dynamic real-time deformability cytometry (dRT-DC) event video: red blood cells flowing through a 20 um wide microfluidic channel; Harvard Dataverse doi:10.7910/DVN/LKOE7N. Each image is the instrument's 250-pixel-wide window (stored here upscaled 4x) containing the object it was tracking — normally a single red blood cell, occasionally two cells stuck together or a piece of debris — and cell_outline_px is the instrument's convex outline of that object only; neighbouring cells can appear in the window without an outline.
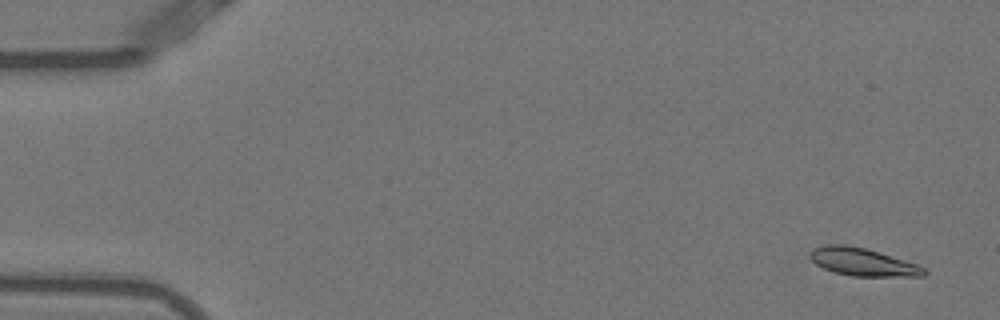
{"species": "Egyptian fruit bat (a non-hibernating species)", "species_latin": "Rousettus aegyptiacus", "temperature_condition": "warm", "stored_images_in_passage": 51, "camera_frame_rate_fps": 3000, "um_per_image_px": 0.085, "animal": {"sex": "female"}, "frame": {"image": 1, "passage_image": 1, "time_ms": 0.0, "image_size_px": [1000, 320], "cell_outline_px": [[928, 272], [924, 276], [852, 276], [836, 272], [824, 268], [816, 264], [808, 256], [808, 252], [812, 248], [824, 244], [848, 244], [868, 248], [916, 264], [924, 268]], "centroid_in_image_um": [73.29, 22.24], "position_along_channel_um": 11.7, "area_um2": 18.61}}
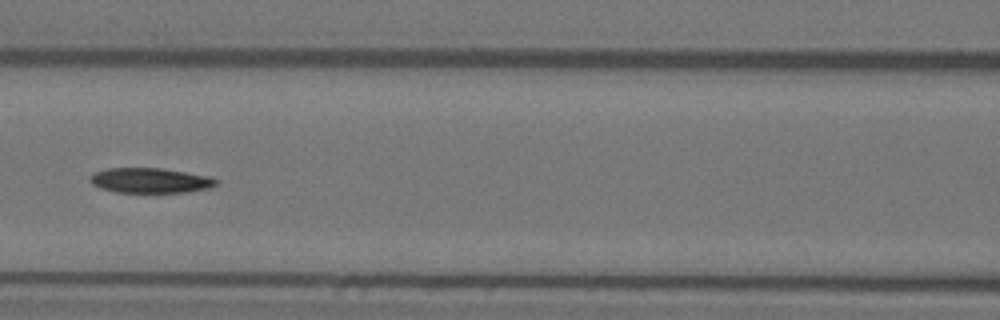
{"frame": {"image": 2, "passage_image": 22, "time_ms": 7.0, "image_size_px": [1000, 320], "cell_outline_px": [[220, 180], [216, 184], [208, 188], [188, 192], [116, 192], [100, 188], [92, 184], [88, 180], [88, 176], [92, 172], [108, 168], [160, 168], [208, 176]], "centroid_in_image_um": [12.71, 15.33], "position_along_channel_um": 153.9, "area_um2": 18.44}}
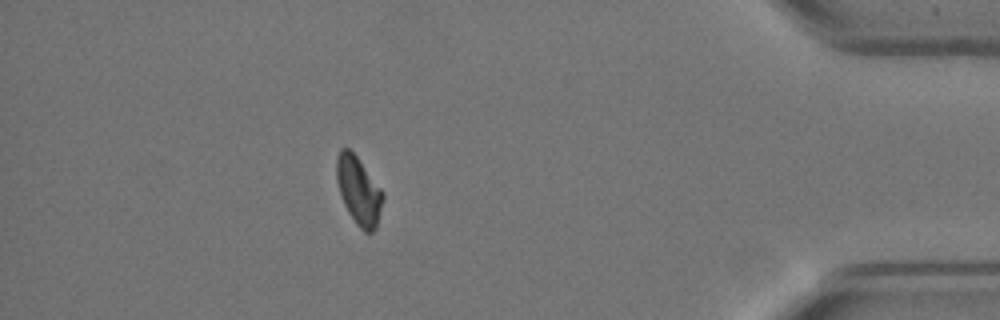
{"frame": {"image": 3, "passage_image": 45, "time_ms": 14.667, "image_size_px": [1000, 320], "cell_outline_px": [[384, 200], [376, 228], [372, 232], [364, 232], [356, 224], [348, 212], [344, 204], [336, 180], [336, 156], [340, 148], [348, 148], [356, 156], [384, 192]], "centroid_in_image_um": [30.49, 16.21], "position_along_channel_um": 404.7, "area_um2": 18.38}, "authors_computed_cell_mechanics": {"area_um2": 18.8428, "velocity_mm_per_s": 3.8698, "shape_relaxation_time_tau1_ms": 5.0553, "shape_relaxation_time_tau2_ms": null, "deformation_change_tau1": 0.1651, "deformation_change_tau2": null}}